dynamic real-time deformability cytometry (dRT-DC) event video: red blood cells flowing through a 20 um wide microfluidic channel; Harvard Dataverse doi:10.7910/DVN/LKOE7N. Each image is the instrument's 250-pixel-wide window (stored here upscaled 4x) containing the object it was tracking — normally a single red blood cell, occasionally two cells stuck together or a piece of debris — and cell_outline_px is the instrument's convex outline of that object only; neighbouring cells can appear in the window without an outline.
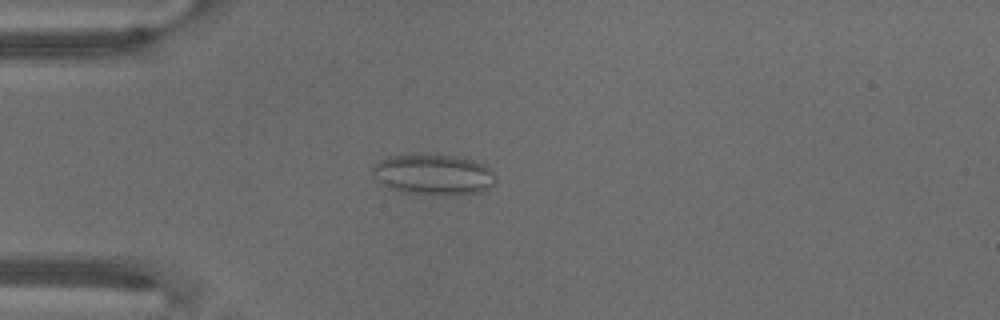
{"species": "common noctule bat (a hibernating species)", "species_latin": "Nyctalus noctula", "temperature_condition": "warm", "stored_images_in_passage": 71, "camera_frame_rate_fps": 3000, "um_per_image_px": 0.085, "animal": {"sex": "male", "body_mass_g": 18.8}, "frame": {"image": 1, "passage_image": 20, "time_ms": 6.333, "image_size_px": [1000, 320], "cell_outline_px": [[496, 176], [492, 184], [488, 188], [480, 192], [452, 196], [436, 196], [400, 192], [388, 188], [380, 184], [372, 172], [372, 168], [380, 160], [388, 156], [416, 152], [420, 152], [456, 156], [472, 160], [484, 164]], "centroid_in_image_um": [36.79, 14.83], "position_along_channel_um": 48.2, "area_um2": 30.17}}
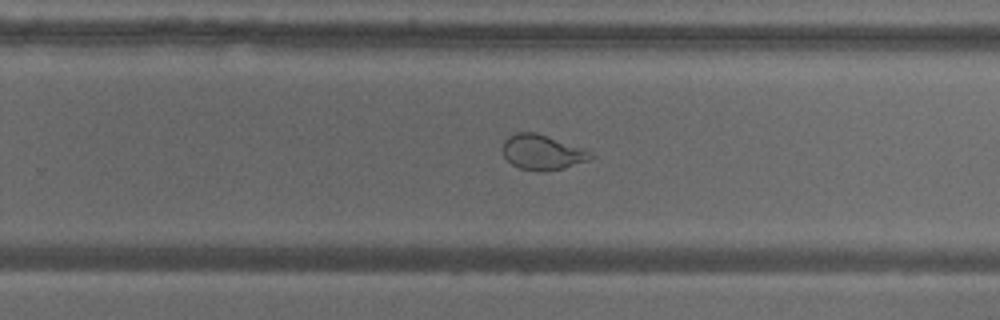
{"frame": {"image": 2, "passage_image": 46, "time_ms": 15.0, "image_size_px": [1000, 320], "cell_outline_px": [[596, 156], [588, 160], [564, 168], [520, 168], [512, 164], [504, 156], [504, 140], [508, 136], [516, 132], [536, 132], [584, 148], [592, 152]], "centroid_in_image_um": [46.13, 12.88], "position_along_channel_um": 283.7, "area_um2": 17.34}}
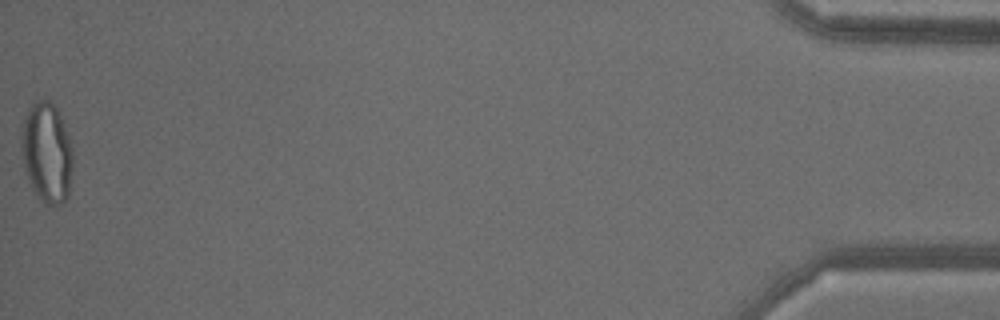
{"frame": {"image": 3, "passage_image": 71, "time_ms": 23.333, "image_size_px": [1000, 320], "cell_outline_px": [[72, 168], [68, 196], [60, 204], [44, 204], [36, 196], [32, 188], [24, 168], [20, 148], [20, 124], [28, 108], [32, 104], [40, 100], [52, 100], [60, 116], [72, 144]], "centroid_in_image_um": [3.94, 12.95], "position_along_channel_um": 431.3, "area_um2": 30.52}}